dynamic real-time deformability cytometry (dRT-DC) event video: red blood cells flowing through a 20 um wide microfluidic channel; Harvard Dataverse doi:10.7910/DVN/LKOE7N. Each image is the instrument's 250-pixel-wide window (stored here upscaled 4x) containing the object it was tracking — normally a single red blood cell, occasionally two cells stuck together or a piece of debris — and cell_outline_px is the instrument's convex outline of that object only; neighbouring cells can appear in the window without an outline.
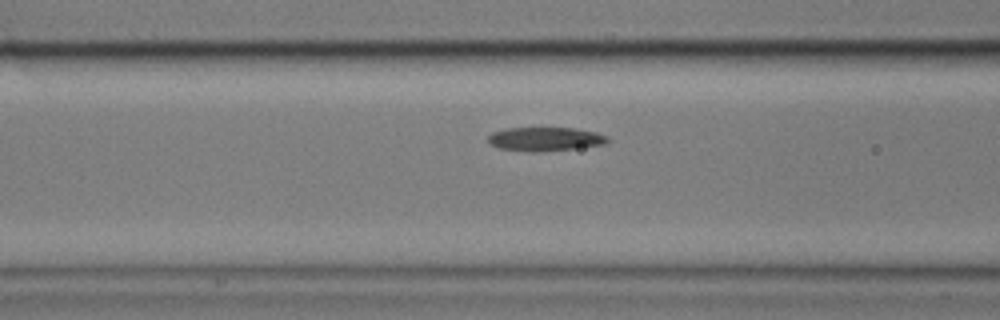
{"species": "common noctule bat (a hibernating species)", "species_latin": "Nyctalus noctula", "temperature_condition": "cold", "stored_images_in_passage": 38, "camera_frame_rate_fps": 3000, "um_per_image_px": 0.085, "animal": {"sex": "male", "body_mass_g": 17.9}, "frame": {"image": 1, "passage_image": 14, "time_ms": 4.333, "image_size_px": [1000, 320], "cell_outline_px": [[612, 140], [608, 144], [540, 152], [528, 152], [500, 148], [492, 144], [488, 140], [488, 136], [492, 132], [508, 128], [576, 128], [596, 132], [608, 136]], "centroid_in_image_um": [46.41, 11.82], "position_along_channel_um": 120.2, "area_um2": 16.7}}
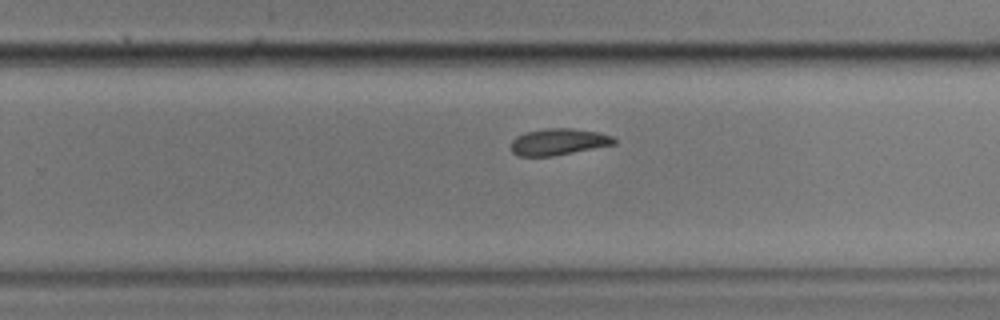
{"frame": {"image": 2, "passage_image": 28, "time_ms": 9.0, "image_size_px": [1000, 320], "cell_outline_px": [[616, 144], [552, 156], [516, 156], [512, 152], [512, 140], [516, 136], [524, 132], [544, 128], [572, 128], [600, 132], [612, 136], [616, 140]], "centroid_in_image_um": [47.46, 12.04], "position_along_channel_um": 282.3, "area_um2": 16.07}}
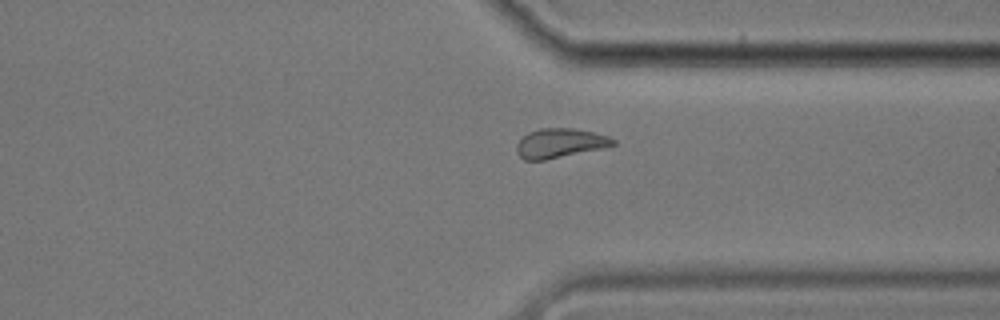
{"frame": {"image": 3, "passage_image": 35, "time_ms": 11.333, "image_size_px": [1000, 320], "cell_outline_px": [[616, 144], [604, 148], [544, 160], [524, 160], [516, 152], [516, 144], [528, 132], [540, 128], [572, 128], [592, 132], [608, 136], [616, 140]], "centroid_in_image_um": [47.59, 12.17], "position_along_channel_um": 363.8, "area_um2": 16.47}}